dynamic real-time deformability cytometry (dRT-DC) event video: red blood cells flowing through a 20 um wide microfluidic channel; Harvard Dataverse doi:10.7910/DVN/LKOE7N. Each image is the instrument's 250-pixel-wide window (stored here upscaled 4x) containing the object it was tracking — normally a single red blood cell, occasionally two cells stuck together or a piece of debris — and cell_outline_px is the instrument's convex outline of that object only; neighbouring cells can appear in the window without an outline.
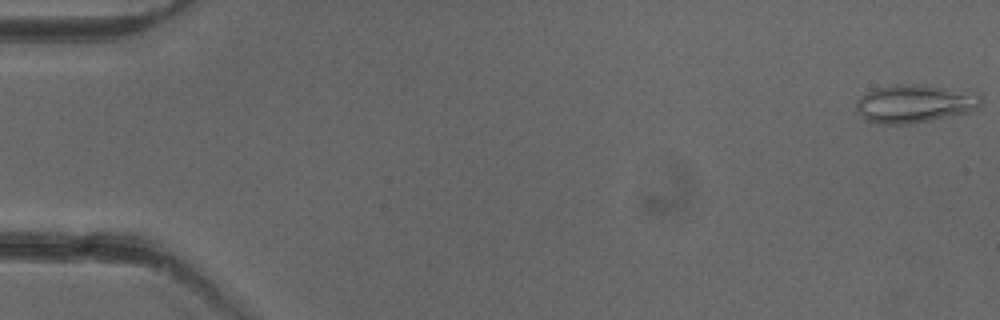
{"species": "common noctule bat (a hibernating species)", "species_latin": "Nyctalus noctula", "temperature_condition": "cold", "stored_images_in_passage": 52, "camera_frame_rate_fps": 3000, "um_per_image_px": 0.085, "animal": {"sex": "female"}, "frame": {"image": 1, "passage_image": 1, "time_ms": 0.0, "image_size_px": [1000, 320], "cell_outline_px": [[980, 108], [968, 112], [908, 124], [880, 124], [868, 120], [860, 116], [856, 112], [856, 100], [864, 92], [872, 88], [892, 84], [924, 84], [980, 92]], "centroid_in_image_um": [77.72, 8.77], "position_along_channel_um": 7.3, "area_um2": 28.26}}
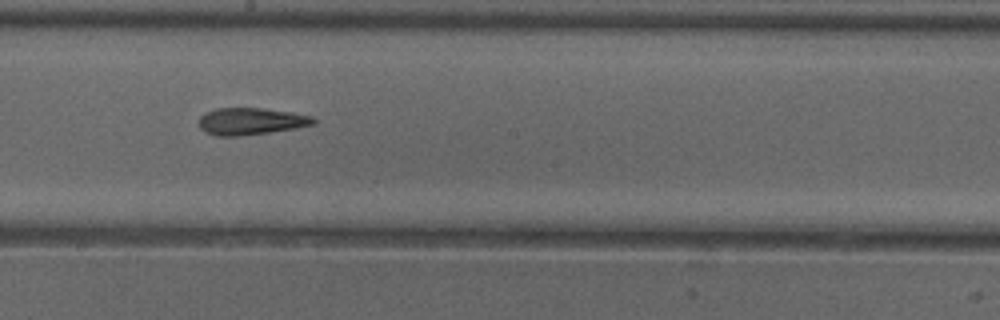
{"frame": {"image": 2, "passage_image": 29, "time_ms": 9.333, "image_size_px": [1000, 320], "cell_outline_px": [[316, 124], [296, 128], [240, 136], [216, 136], [204, 132], [200, 128], [200, 116], [204, 112], [216, 108], [260, 108], [292, 112], [312, 116], [316, 120]], "centroid_in_image_um": [21.31, 10.31], "position_along_channel_um": 226.9, "area_um2": 18.09}}
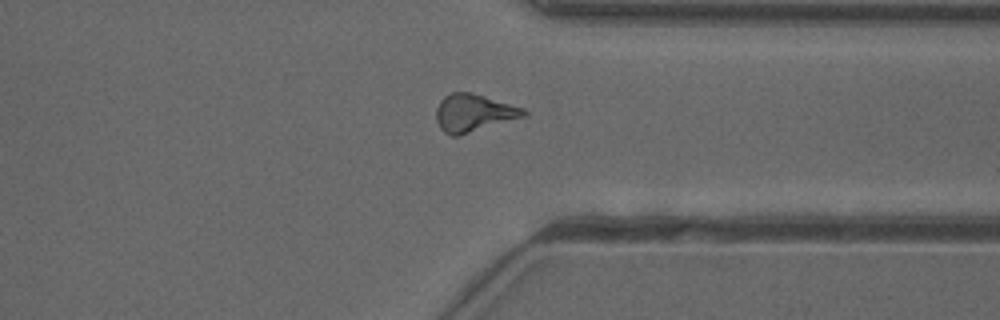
{"frame": {"image": 3, "passage_image": 40, "time_ms": 13.0, "image_size_px": [1000, 320], "cell_outline_px": [[528, 112], [524, 116], [460, 136], [452, 136], [444, 132], [440, 128], [436, 120], [436, 108], [440, 100], [444, 96], [452, 92], [472, 92], [524, 108]], "centroid_in_image_um": [40.23, 9.6], "position_along_channel_um": 371.2, "area_um2": 19.19}, "authors_computed_cell_mechanics": {"area_um2": 18.2937, "velocity_mm_per_s": 3.9855, "shape_relaxation_time_tau1_ms": null, "shape_relaxation_time_tau2_ms": 4.568, "deformation_change_tau1": null, "deformation_change_tau2": 0.1579}}